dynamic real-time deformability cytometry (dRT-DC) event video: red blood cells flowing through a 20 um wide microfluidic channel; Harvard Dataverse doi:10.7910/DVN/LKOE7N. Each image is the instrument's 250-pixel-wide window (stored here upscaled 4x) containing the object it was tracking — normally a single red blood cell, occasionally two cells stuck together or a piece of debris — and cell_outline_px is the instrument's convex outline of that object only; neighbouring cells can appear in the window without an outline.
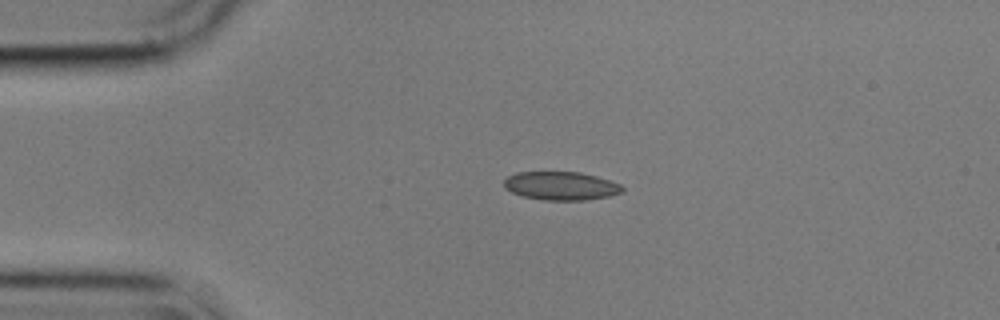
{"species": "common noctule bat (a hibernating species)", "species_latin": "Nyctalus noctula", "temperature_condition": "cold", "stored_images_in_passage": 44, "camera_frame_rate_fps": 3000, "um_per_image_px": 0.085, "animal": {"sex": "male", "body_mass_g": 17.9}, "frame": {"image": 1, "passage_image": 1, "time_ms": 0.0, "image_size_px": [1000, 320], "cell_outline_px": [[624, 192], [608, 196], [584, 200], [544, 200], [524, 196], [512, 192], [504, 188], [504, 180], [508, 176], [516, 172], [580, 172], [596, 176], [620, 184], [624, 188]], "centroid_in_image_um": [47.68, 15.79], "position_along_channel_um": 37.3, "area_um2": 19.54}}
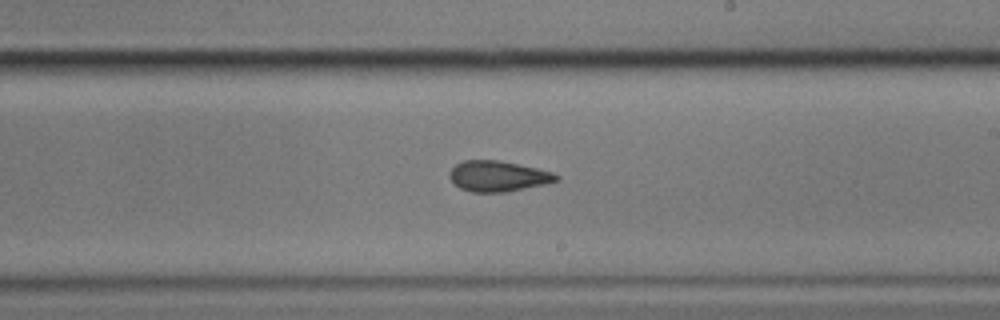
{"frame": {"image": 2, "passage_image": 21, "time_ms": 6.667, "image_size_px": [1000, 320], "cell_outline_px": [[560, 180], [548, 184], [508, 192], [472, 192], [460, 188], [448, 176], [448, 172], [456, 164], [464, 160], [496, 160], [536, 168], [552, 172], [560, 176]], "centroid_in_image_um": [42.36, 14.99], "position_along_channel_um": 246.6, "area_um2": 19.13}}
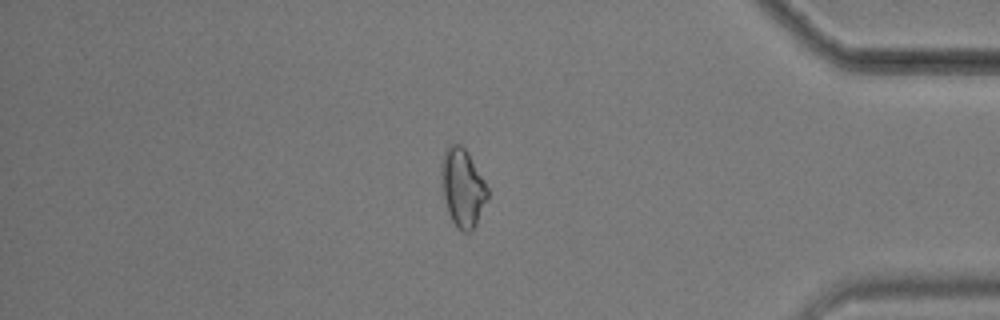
{"frame": {"image": 3, "passage_image": 36, "time_ms": 11.667, "image_size_px": [1000, 320], "cell_outline_px": [[488, 200], [472, 232], [464, 232], [452, 220], [448, 212], [440, 188], [440, 164], [444, 152], [448, 144], [460, 144], [468, 152], [484, 180], [488, 188]], "centroid_in_image_um": [39.3, 15.93], "position_along_channel_um": 395.9, "area_um2": 21.39}, "authors_computed_cell_mechanics": {"area_um2": 19.5942, "velocity_mm_per_s": 3.5907, "shape_relaxation_time_tau1_ms": null, "shape_relaxation_time_tau2_ms": 2.9599, "deformation_change_tau1": null, "deformation_change_tau2": 0.0801}}